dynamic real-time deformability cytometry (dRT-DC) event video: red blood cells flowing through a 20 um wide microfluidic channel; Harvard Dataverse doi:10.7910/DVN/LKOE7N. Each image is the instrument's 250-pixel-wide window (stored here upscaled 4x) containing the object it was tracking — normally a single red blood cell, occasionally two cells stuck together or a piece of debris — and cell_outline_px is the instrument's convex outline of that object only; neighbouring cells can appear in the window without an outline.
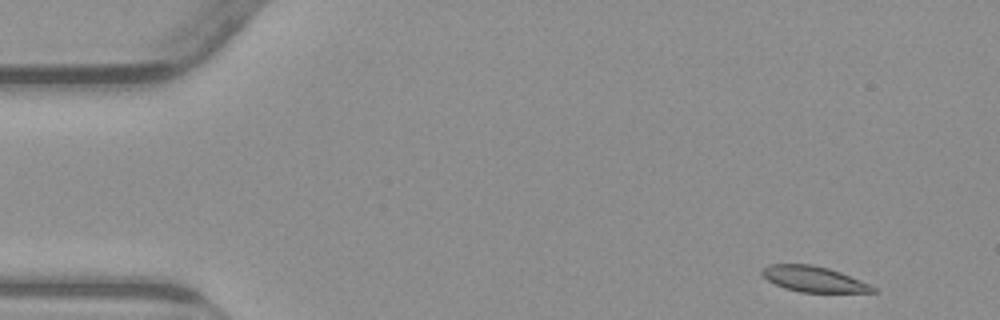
{"species": "common noctule bat (a hibernating species)", "species_latin": "Nyctalus noctula", "temperature_condition": "warm", "stored_images_in_passage": 51, "camera_frame_rate_fps": 3000, "um_per_image_px": 0.085, "animal": {"sex": "male", "body_mass_g": 23.1, "forearm_length_mm": 52.7}, "frame": {"image": 1, "passage_image": 1, "time_ms": 0.0, "image_size_px": [1000, 320], "cell_outline_px": [[880, 292], [800, 292], [784, 288], [768, 280], [760, 272], [760, 268], [768, 264], [812, 264], [828, 268], [840, 272], [860, 280], [876, 288]], "centroid_in_image_um": [69.13, 23.71], "position_along_channel_um": 15.9, "area_um2": 16.53}}
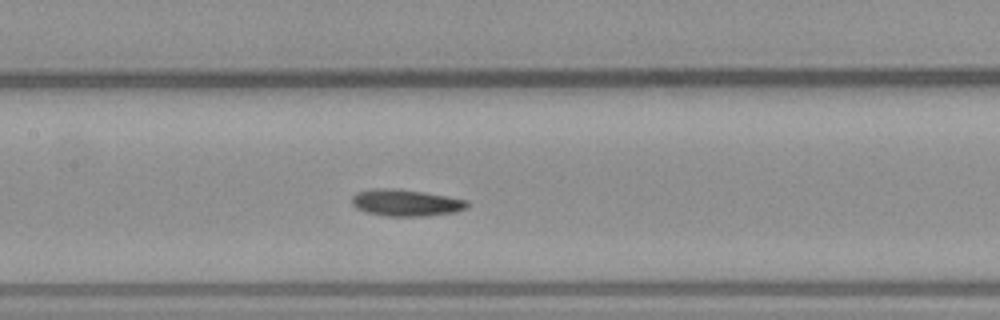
{"frame": {"image": 2, "passage_image": 22, "time_ms": 7.0, "image_size_px": [1000, 320], "cell_outline_px": [[468, 204], [464, 208], [456, 212], [428, 216], [384, 216], [364, 212], [356, 208], [352, 204], [352, 196], [356, 192], [372, 188], [392, 188], [424, 192], [468, 200]], "centroid_in_image_um": [34.45, 17.23], "position_along_channel_um": 172.9, "area_um2": 18.09}}
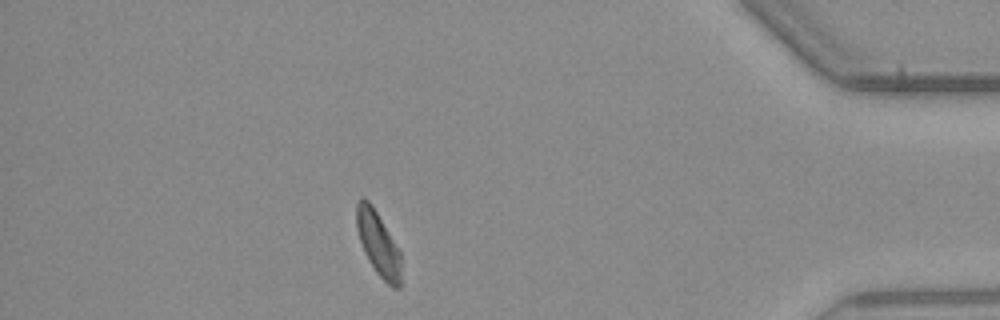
{"frame": {"image": 3, "passage_image": 44, "time_ms": 14.333, "image_size_px": [1000, 320], "cell_outline_px": [[400, 288], [392, 288], [376, 272], [368, 260], [364, 252], [356, 228], [356, 204], [360, 200], [368, 200], [372, 204], [400, 252]], "centroid_in_image_um": [32.13, 20.73], "position_along_channel_um": 403.1, "area_um2": 16.3}, "authors_computed_cell_mechanics": {"area_um2": 17.4556, "velocity_mm_per_s": 3.8049, "shape_relaxation_time_tau1_ms": 7.3934, "shape_relaxation_time_tau2_ms": null, "deformation_change_tau1": 0.1312, "deformation_change_tau2": null}}